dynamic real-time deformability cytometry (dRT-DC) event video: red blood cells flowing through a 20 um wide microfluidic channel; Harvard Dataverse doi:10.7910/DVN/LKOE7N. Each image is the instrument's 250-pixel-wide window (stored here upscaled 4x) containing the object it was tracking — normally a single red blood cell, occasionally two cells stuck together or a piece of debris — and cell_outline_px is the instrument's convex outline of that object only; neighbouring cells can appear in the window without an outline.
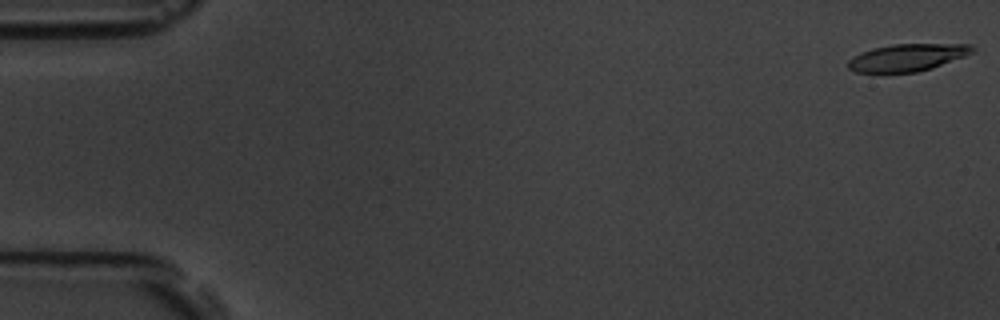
{"species": "common noctule bat (a hibernating species)", "species_latin": "Nyctalus noctula", "temperature_condition": "room temperature", "stored_images_in_passage": 4, "camera_frame_rate_fps": 3000, "um_per_image_px": 0.085, "animal": {"sex": "male", "body_mass_g": 19.5, "forearm_length_mm": 54.6}, "frame": {"image": 1, "passage_image": 1, "time_ms": 0.0, "image_size_px": [1000, 320], "cell_outline_px": [[976, 52], [932, 68], [916, 72], [856, 72], [848, 68], [848, 60], [852, 56], [860, 52], [872, 48], [892, 44], [972, 44], [976, 48]], "centroid_in_image_um": [77.15, 4.87], "position_along_channel_um": 7.9, "area_um2": 19.88}}